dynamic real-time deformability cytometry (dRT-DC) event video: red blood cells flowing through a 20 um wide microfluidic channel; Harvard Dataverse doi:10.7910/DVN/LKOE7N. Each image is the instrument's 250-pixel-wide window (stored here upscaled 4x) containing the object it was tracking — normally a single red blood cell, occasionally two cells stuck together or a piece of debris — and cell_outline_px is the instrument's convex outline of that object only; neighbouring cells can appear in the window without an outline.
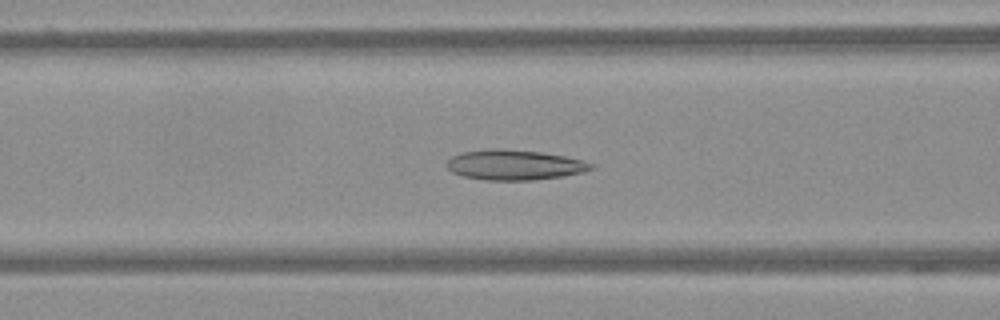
{"species": "Egyptian fruit bat (a non-hibernating species)", "species_latin": "Rousettus aegyptiacus", "temperature_condition": "warm", "stored_images_in_passage": 58, "camera_frame_rate_fps": 3000, "um_per_image_px": 0.085, "frame": {"image": 1, "passage_image": 24, "time_ms": 7.667, "image_size_px": [1000, 320], "cell_outline_px": [[596, 164], [592, 168], [580, 172], [564, 176], [532, 180], [484, 180], [464, 176], [452, 172], [448, 168], [448, 160], [452, 156], [460, 152], [488, 148], [496, 148], [540, 152], [564, 156], [584, 160]], "centroid_in_image_um": [43.72, 14.01], "position_along_channel_um": 122.9, "area_um2": 25.32}}
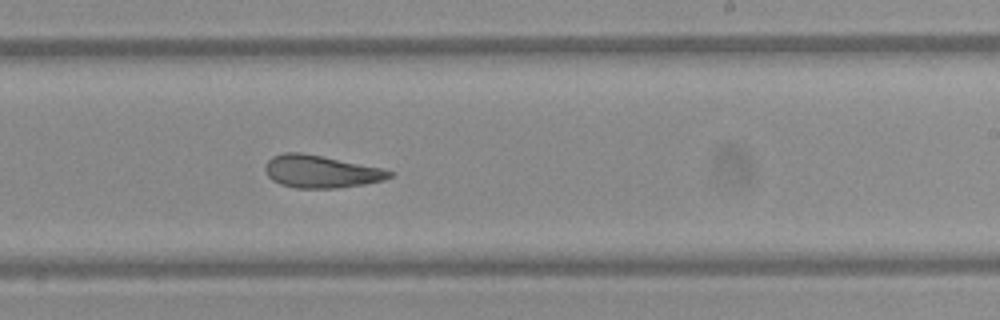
{"frame": {"image": 2, "passage_image": 36, "time_ms": 11.667, "image_size_px": [1000, 320], "cell_outline_px": [[392, 176], [384, 180], [364, 184], [336, 188], [296, 188], [280, 184], [272, 180], [268, 176], [264, 168], [268, 160], [272, 156], [284, 152], [300, 152], [380, 168], [392, 172]], "centroid_in_image_um": [27.22, 14.59], "position_along_channel_um": 261.8, "area_um2": 23.24}}
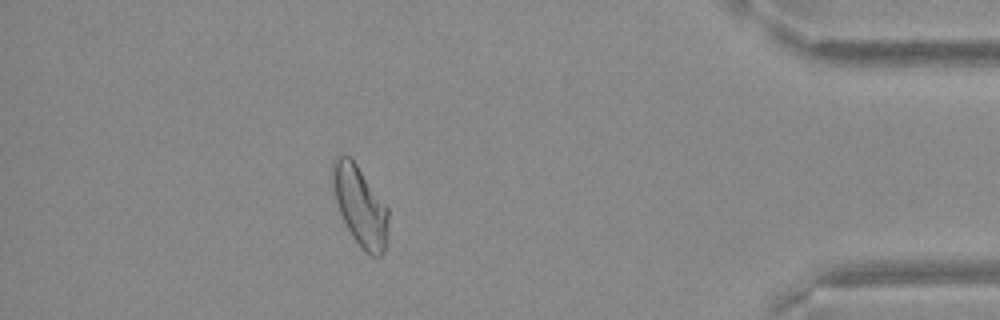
{"frame": {"image": 3, "passage_image": 52, "time_ms": 17.0, "image_size_px": [1000, 320], "cell_outline_px": [[388, 220], [384, 252], [380, 256], [372, 256], [364, 252], [360, 248], [352, 236], [340, 212], [336, 200], [332, 184], [332, 160], [336, 156], [348, 156], [356, 164], [388, 208]], "centroid_in_image_um": [30.6, 17.52], "position_along_channel_um": 404.6, "area_um2": 25.43}}